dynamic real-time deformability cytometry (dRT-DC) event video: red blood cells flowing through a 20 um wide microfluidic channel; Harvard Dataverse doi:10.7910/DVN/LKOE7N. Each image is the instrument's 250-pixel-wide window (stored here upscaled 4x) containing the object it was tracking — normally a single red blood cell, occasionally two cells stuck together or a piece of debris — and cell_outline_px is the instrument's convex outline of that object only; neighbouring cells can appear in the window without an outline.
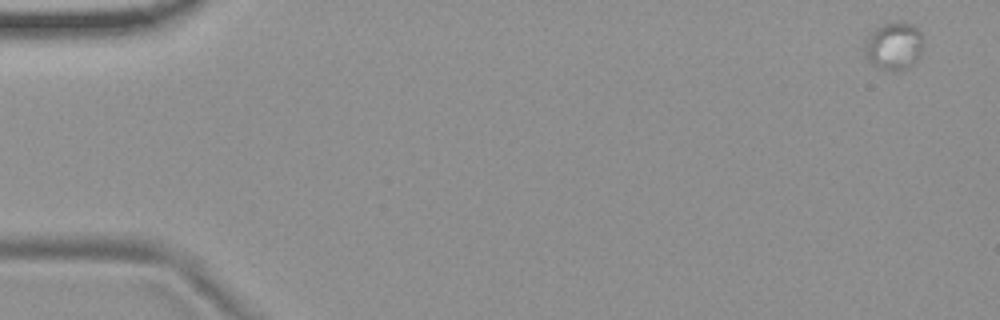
{"species": "common noctule bat (a hibernating species)", "species_latin": "Nyctalus noctula", "temperature_condition": "room temperature", "stored_images_in_passage": 11, "camera_frame_rate_fps": 3000, "um_per_image_px": 0.085, "animal": {"sex": "female", "body_mass_g": 19.9}, "frame": {"image": 1, "passage_image": 1, "time_ms": 0.0, "image_size_px": [1000, 320], "cell_outline_px": [[924, 40], [920, 56], [916, 64], [908, 68], [892, 72], [872, 64], [864, 56], [864, 40], [876, 28], [892, 20], [904, 20], [912, 24], [920, 32]], "centroid_in_image_um": [76.0, 3.9], "position_along_channel_um": 9.0, "area_um2": 16.94}}
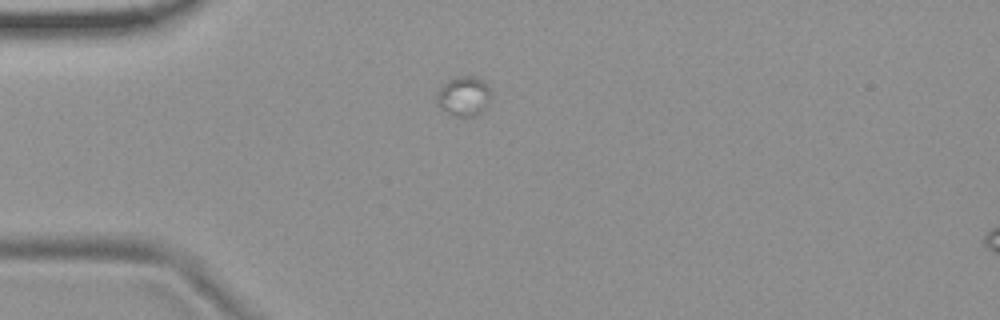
{"frame": {"image": 2, "passage_image": 4, "time_ms": 4.333, "image_size_px": [1000, 320], "cell_outline_px": [[488, 100], [484, 108], [476, 116], [456, 116], [440, 108], [436, 104], [436, 92], [448, 80], [456, 76], [476, 76], [484, 80], [488, 84]], "centroid_in_image_um": [39.37, 8.15], "position_along_channel_um": 45.6, "area_um2": 12.43}}